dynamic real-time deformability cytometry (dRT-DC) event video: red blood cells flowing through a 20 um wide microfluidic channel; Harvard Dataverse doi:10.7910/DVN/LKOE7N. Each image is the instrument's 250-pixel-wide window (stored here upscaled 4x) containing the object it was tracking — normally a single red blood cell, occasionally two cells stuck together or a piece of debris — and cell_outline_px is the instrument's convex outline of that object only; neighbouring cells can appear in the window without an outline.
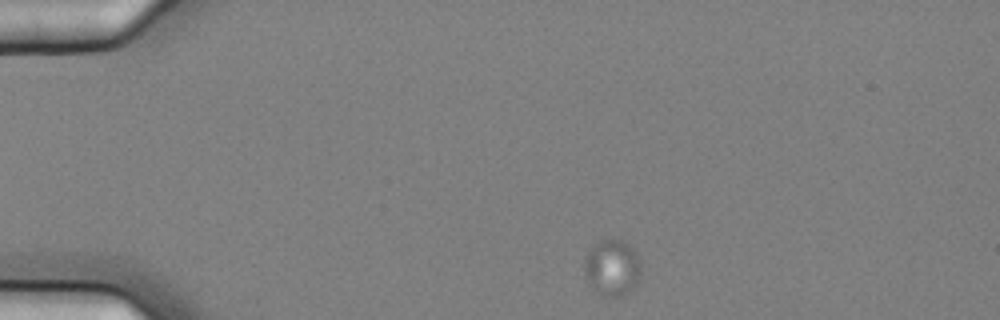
{"species": "common noctule bat (a hibernating species)", "species_latin": "Nyctalus noctula", "temperature_condition": "cold", "stored_images_in_passage": 4, "camera_frame_rate_fps": 3000, "um_per_image_px": 0.085, "animal": {"sex": "female", "body_mass_g": 25.1}, "frame": {"image": 1, "passage_image": 1, "time_ms": 0.0, "image_size_px": [1000, 320], "cell_outline_px": [[640, 272], [636, 284], [624, 296], [600, 296], [592, 288], [584, 272], [584, 260], [588, 252], [600, 240], [620, 240], [632, 248], [636, 252], [640, 260]], "centroid_in_image_um": [52.03, 22.78], "position_along_channel_um": 33.0, "area_um2": 18.38}}